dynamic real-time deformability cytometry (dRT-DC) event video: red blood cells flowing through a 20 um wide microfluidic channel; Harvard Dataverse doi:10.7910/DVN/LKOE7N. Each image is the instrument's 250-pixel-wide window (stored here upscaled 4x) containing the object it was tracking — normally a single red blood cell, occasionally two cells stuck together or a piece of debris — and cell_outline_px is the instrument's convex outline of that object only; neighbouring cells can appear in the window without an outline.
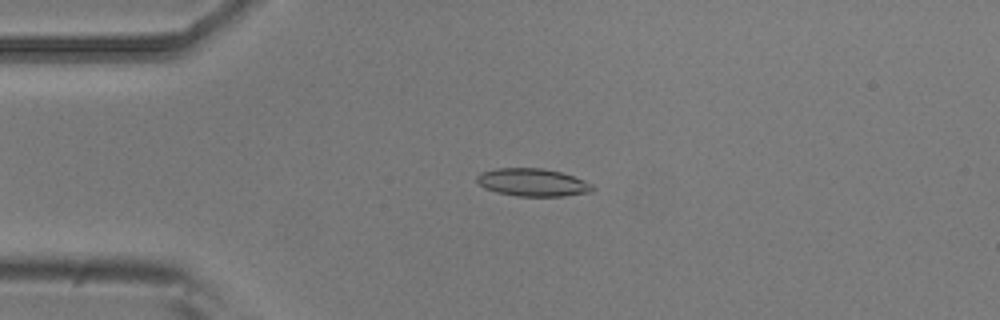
{"species": "common noctule bat (a hibernating species)", "species_latin": "Nyctalus noctula", "temperature_condition": "room temperature", "stored_images_in_passage": 4, "camera_frame_rate_fps": 3000, "um_per_image_px": 0.085, "animal": {"sex": "male", "body_mass_g": 20.5, "forearm_length_mm": 52.5}, "frame": {"image": 1, "passage_image": 3, "time_ms": 0.667, "image_size_px": [1000, 320], "cell_outline_px": [[596, 188], [592, 192], [564, 196], [516, 196], [496, 192], [484, 188], [476, 180], [476, 176], [480, 172], [496, 168], [544, 168], [560, 172], [584, 180], [592, 184]], "centroid_in_image_um": [45.27, 15.5], "position_along_channel_um": 39.7, "area_um2": 18.84}}